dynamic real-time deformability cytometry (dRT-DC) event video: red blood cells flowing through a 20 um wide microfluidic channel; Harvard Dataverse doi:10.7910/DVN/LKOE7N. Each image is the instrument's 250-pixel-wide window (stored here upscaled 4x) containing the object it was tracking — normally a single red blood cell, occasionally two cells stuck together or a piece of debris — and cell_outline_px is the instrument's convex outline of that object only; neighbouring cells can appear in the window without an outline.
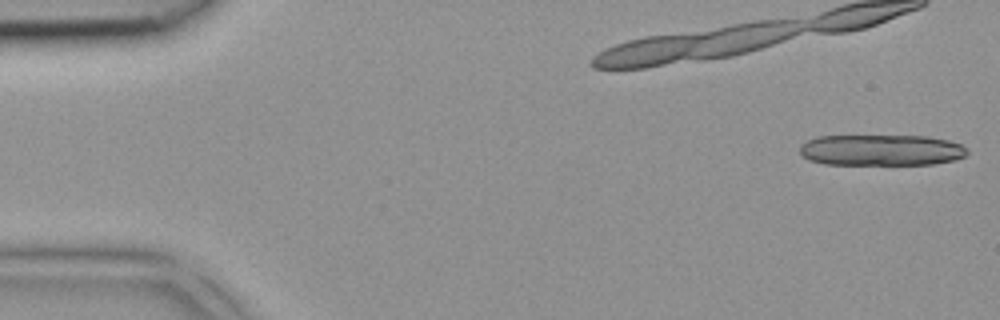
{"species": "common noctule bat (a hibernating species)", "species_latin": "Nyctalus noctula", "temperature_condition": "room temperature", "stored_images_in_passage": 6, "camera_frame_rate_fps": 3000, "um_per_image_px": 0.085, "animal": {"sex": "female", "body_mass_g": 18.4}, "frame": {"image": 1, "passage_image": 1, "time_ms": 0.0, "image_size_px": [1000, 320], "cell_outline_px": [[968, 152], [964, 156], [952, 160], [932, 164], [824, 164], [808, 160], [800, 152], [800, 144], [816, 136], [928, 136], [948, 140], [960, 144], [968, 148]], "centroid_in_image_um": [74.89, 12.75], "position_along_channel_um": 10.1, "area_um2": 30.35}}
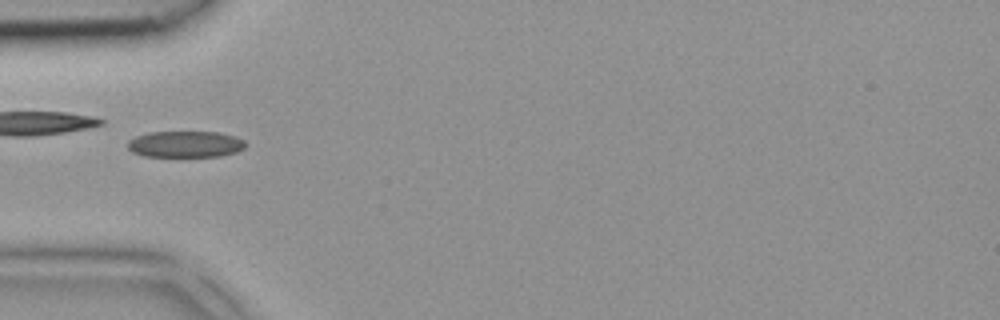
{"frame": {"image": 2, "passage_image": 4, "time_ms": 1.0, "image_size_px": [1000, 320], "cell_outline_px": [[248, 144], [244, 148], [236, 152], [220, 156], [144, 156], [132, 152], [128, 148], [128, 140], [136, 136], [148, 132], [220, 132], [236, 136], [244, 140]], "centroid_in_image_um": [15.78, 12.25], "position_along_channel_um": 69.2, "area_um2": 18.21}}